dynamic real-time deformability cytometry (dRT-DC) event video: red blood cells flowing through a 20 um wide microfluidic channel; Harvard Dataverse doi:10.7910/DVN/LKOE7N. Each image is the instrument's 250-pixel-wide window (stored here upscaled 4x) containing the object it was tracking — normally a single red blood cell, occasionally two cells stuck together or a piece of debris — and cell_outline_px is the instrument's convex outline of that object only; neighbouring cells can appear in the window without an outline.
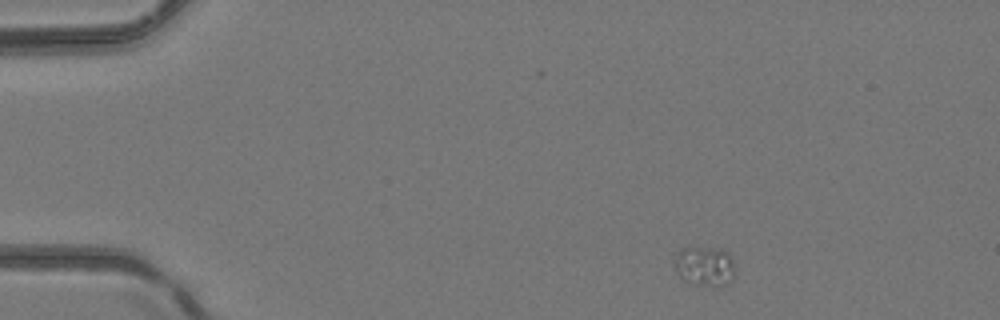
{"species": "common noctule bat (a hibernating species)", "species_latin": "Nyctalus noctula", "temperature_condition": "room temperature", "stored_images_in_passage": 3, "camera_frame_rate_fps": 3000, "um_per_image_px": 0.085, "animal": {"sex": "female", "body_mass_g": 24.6, "forearm_length_mm": 56.2}, "frame": {"image": 1, "passage_image": 1, "time_ms": 0.0, "image_size_px": [1000, 320], "cell_outline_px": [[736, 276], [728, 284], [716, 288], [696, 284], [684, 280], [676, 272], [672, 260], [676, 252], [684, 248], [720, 248], [728, 252], [732, 256], [736, 268]], "centroid_in_image_um": [59.94, 22.64], "position_along_channel_um": 25.1, "area_um2": 14.68}}